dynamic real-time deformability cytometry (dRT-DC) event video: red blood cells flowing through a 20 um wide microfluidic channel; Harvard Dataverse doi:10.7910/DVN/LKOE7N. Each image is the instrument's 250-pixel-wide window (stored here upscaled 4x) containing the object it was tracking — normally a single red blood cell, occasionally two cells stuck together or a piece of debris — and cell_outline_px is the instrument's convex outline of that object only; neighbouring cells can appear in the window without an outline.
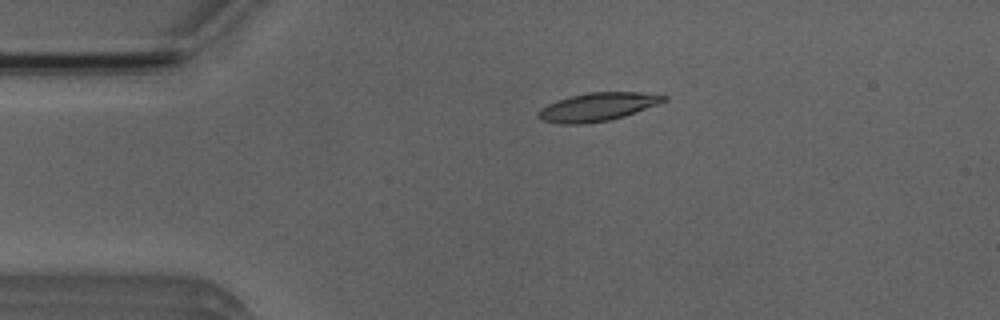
{"species": "Egyptian fruit bat (a non-hibernating species)", "species_latin": "Rousettus aegyptiacus", "temperature_condition": "room temperature", "stored_images_in_passage": 5, "camera_frame_rate_fps": 3000, "um_per_image_px": 0.085, "animal": {"sex": "male"}, "frame": {"image": 1, "passage_image": 3, "time_ms": 2.333, "image_size_px": [1000, 320], "cell_outline_px": [[668, 100], [624, 116], [608, 120], [584, 124], [564, 124], [540, 120], [536, 116], [536, 112], [540, 108], [556, 100], [588, 92], [640, 92], [668, 96]], "centroid_in_image_um": [50.75, 9.08], "position_along_channel_um": 34.3, "area_um2": 20.63}}